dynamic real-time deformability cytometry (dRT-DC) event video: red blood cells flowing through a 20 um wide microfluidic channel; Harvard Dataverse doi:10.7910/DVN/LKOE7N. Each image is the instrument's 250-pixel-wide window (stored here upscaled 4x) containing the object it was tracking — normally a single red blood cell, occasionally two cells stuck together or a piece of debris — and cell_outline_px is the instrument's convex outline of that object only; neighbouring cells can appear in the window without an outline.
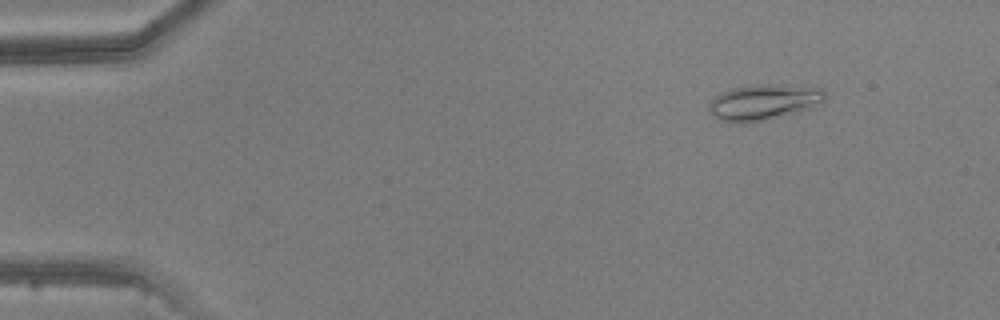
{"species": "common noctule bat (a hibernating species)", "species_latin": "Nyctalus noctula", "temperature_condition": "warm", "stored_images_in_passage": 4, "camera_frame_rate_fps": 3000, "um_per_image_px": 0.085, "animal": {"sex": "male", "body_mass_g": 20.5, "forearm_length_mm": 52.5}, "frame": {"image": 1, "passage_image": 1, "time_ms": 0.0, "image_size_px": [1000, 320], "cell_outline_px": [[828, 96], [824, 100], [808, 108], [796, 112], [764, 120], [740, 124], [736, 124], [716, 120], [708, 108], [708, 104], [720, 92], [736, 88], [768, 84], [820, 88]], "centroid_in_image_um": [64.84, 8.71], "position_along_channel_um": 20.2, "area_um2": 23.76}}